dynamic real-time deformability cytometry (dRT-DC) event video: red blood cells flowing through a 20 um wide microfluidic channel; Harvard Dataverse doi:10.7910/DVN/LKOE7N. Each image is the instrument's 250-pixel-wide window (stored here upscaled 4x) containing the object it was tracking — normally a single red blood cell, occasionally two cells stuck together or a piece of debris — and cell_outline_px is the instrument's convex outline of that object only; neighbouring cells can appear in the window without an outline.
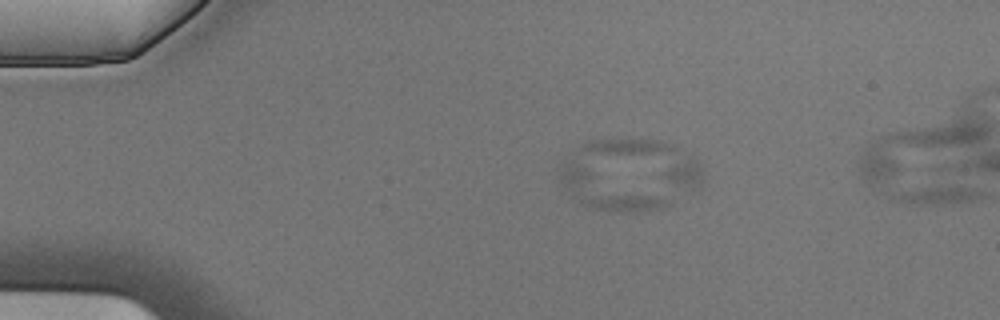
{"species": "Egyptian fruit bat (a non-hibernating species)", "species_latin": "Rousettus aegyptiacus", "temperature_condition": "cold", "stored_images_in_passage": 6, "camera_frame_rate_fps": 3000, "um_per_image_px": 0.085, "animal": {"sex": "male"}, "frame": {"image": 1, "passage_image": 4, "time_ms": 1.0, "image_size_px": [1000, 320], "cell_outline_px": [[672, 204], [664, 208], [636, 212], [616, 212], [588, 208], [560, 184], [556, 172], [564, 164], [572, 160], [576, 160], [668, 200]], "centroid_in_image_um": [51.53, 16.17], "position_along_channel_um": 33.5, "area_um2": 23.12}}